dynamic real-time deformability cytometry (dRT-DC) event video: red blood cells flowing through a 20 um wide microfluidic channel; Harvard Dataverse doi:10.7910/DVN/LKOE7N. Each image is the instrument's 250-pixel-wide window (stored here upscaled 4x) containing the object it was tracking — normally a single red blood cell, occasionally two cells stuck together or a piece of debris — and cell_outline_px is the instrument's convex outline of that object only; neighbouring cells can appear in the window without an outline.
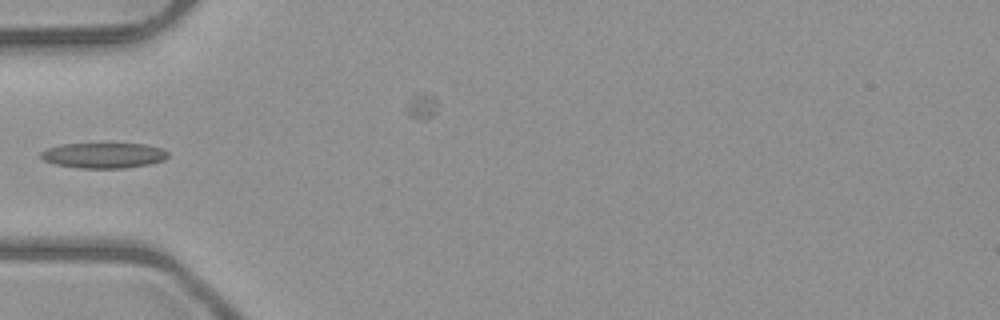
{"species": "common noctule bat (a hibernating species)", "species_latin": "Nyctalus noctula", "temperature_condition": "room temperature", "stored_images_in_passage": 9, "camera_frame_rate_fps": 3000, "um_per_image_px": 0.085, "animal": {"sex": "male", "body_mass_g": 23.1, "forearm_length_mm": 52.7}, "frame": {"image": 1, "passage_image": 6, "time_ms": 6.0, "image_size_px": [1000, 320], "cell_outline_px": [[168, 156], [164, 160], [148, 164], [124, 168], [80, 168], [56, 164], [44, 160], [40, 156], [40, 152], [48, 148], [60, 144], [144, 144], [164, 148], [168, 152]], "centroid_in_image_um": [8.83, 13.2], "position_along_channel_um": 76.2, "area_um2": 18.73}}
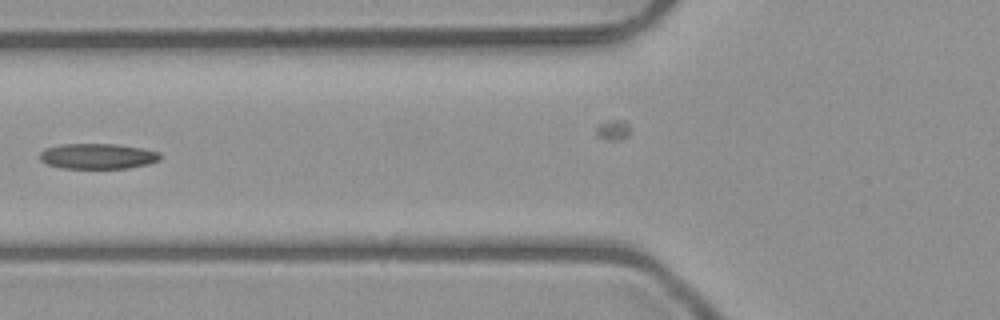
{"frame": {"image": 2, "passage_image": 7, "time_ms": 7.0, "image_size_px": [1000, 320], "cell_outline_px": [[160, 160], [148, 164], [128, 168], [60, 168], [48, 164], [40, 160], [40, 152], [44, 148], [60, 144], [120, 144], [144, 148], [160, 152]], "centroid_in_image_um": [8.31, 13.27], "position_along_channel_um": 117.5, "area_um2": 18.03}}
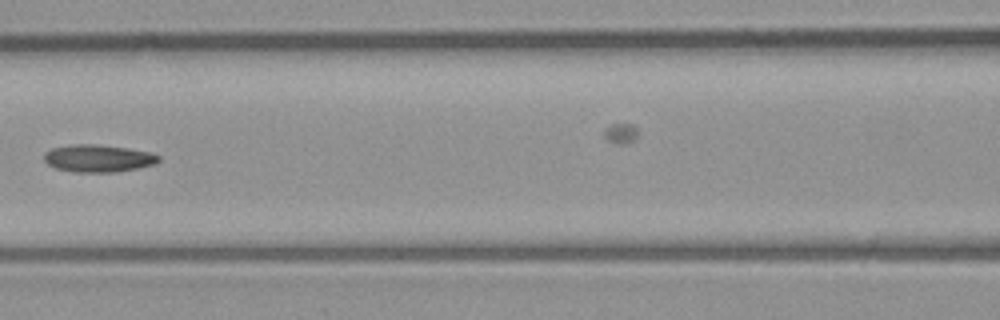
{"frame": {"image": 3, "passage_image": 8, "time_ms": 8.0, "image_size_px": [1000, 320], "cell_outline_px": [[160, 160], [156, 164], [116, 172], [72, 172], [56, 168], [48, 164], [44, 160], [44, 152], [52, 148], [72, 144], [96, 144], [128, 148], [152, 152], [160, 156]], "centroid_in_image_um": [8.36, 13.45], "position_along_channel_um": 158.2, "area_um2": 18.44}}